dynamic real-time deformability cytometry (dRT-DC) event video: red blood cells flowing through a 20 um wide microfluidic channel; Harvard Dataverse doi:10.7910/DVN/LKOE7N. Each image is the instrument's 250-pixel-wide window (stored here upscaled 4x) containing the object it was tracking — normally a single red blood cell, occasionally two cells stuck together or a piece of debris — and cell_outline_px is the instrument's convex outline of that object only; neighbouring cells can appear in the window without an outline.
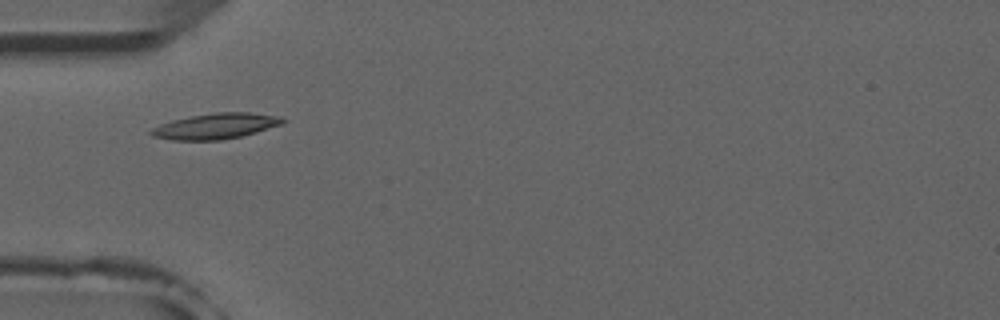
{"species": "common noctule bat (a hibernating species)", "species_latin": "Nyctalus noctula", "temperature_condition": "room temperature", "stored_images_in_passage": 8, "camera_frame_rate_fps": 3000, "um_per_image_px": 0.085, "animal": {"sex": "male", "forearm_length_mm": 52.5}, "frame": {"image": 1, "passage_image": 3, "time_ms": 3.333, "image_size_px": [1000, 320], "cell_outline_px": [[288, 120], [284, 124], [256, 132], [240, 136], [220, 140], [172, 140], [152, 136], [148, 132], [152, 128], [160, 124], [172, 120], [192, 116], [216, 112], [248, 112], [280, 116]], "centroid_in_image_um": [18.36, 10.72], "position_along_channel_um": 66.6, "area_um2": 19.71}}
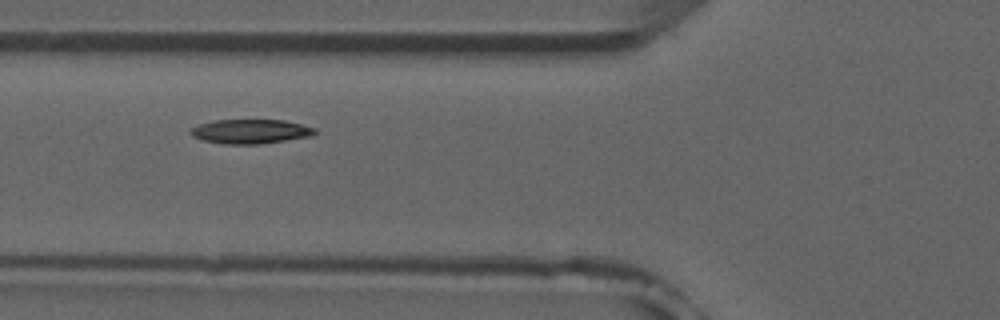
{"frame": {"image": 2, "passage_image": 4, "time_ms": 4.333, "image_size_px": [1000, 320], "cell_outline_px": [[316, 132], [308, 136], [260, 144], [224, 144], [204, 140], [192, 136], [188, 132], [192, 128], [200, 124], [216, 120], [284, 120], [316, 128]], "centroid_in_image_um": [21.26, 11.17], "position_along_channel_um": 104.5, "area_um2": 17.34}}
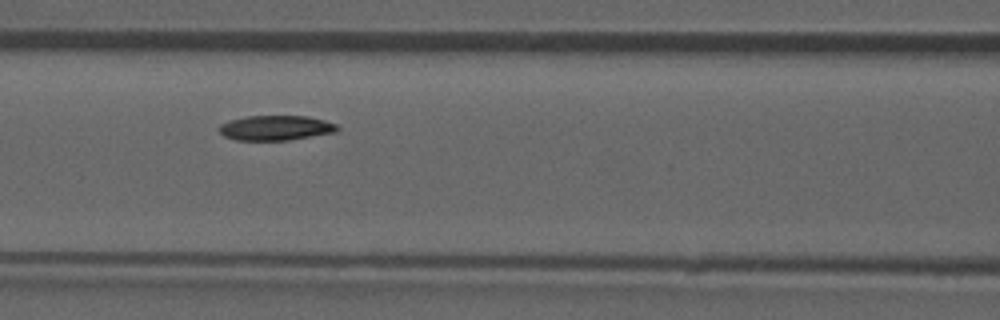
{"frame": {"image": 3, "passage_image": 5, "time_ms": 5.333, "image_size_px": [1000, 320], "cell_outline_px": [[340, 128], [336, 132], [288, 140], [236, 140], [224, 136], [216, 128], [220, 124], [232, 120], [248, 116], [308, 116], [324, 120], [336, 124]], "centroid_in_image_um": [23.43, 10.87], "position_along_channel_um": 143.2, "area_um2": 17.11}}